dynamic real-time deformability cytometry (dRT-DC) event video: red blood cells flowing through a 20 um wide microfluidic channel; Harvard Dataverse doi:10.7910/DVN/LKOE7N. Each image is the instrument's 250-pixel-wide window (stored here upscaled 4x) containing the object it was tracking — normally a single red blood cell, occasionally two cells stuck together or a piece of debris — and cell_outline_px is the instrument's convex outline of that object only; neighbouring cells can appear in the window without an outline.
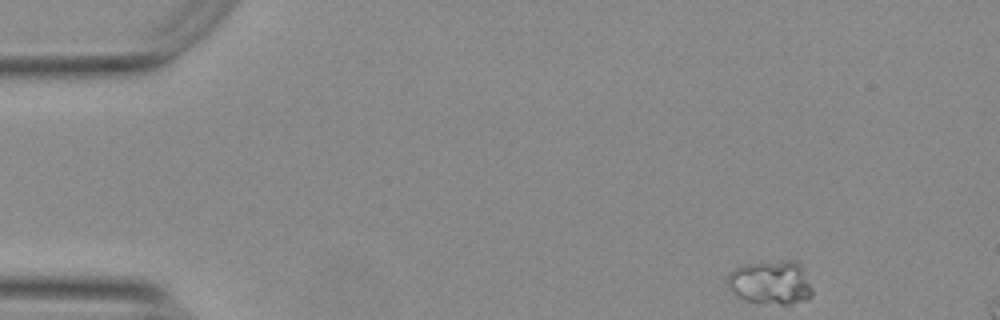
{"species": "Egyptian fruit bat (a non-hibernating species)", "species_latin": "Rousettus aegyptiacus", "temperature_condition": "warm", "stored_images_in_passage": 6, "camera_frame_rate_fps": 3000, "um_per_image_px": 0.085, "animal": {"sex": "female"}, "frame": {"image": 1, "passage_image": 1, "time_ms": 0.0, "image_size_px": [1000, 320], "cell_outline_px": [[812, 296], [808, 300], [788, 304], [756, 304], [744, 300], [736, 296], [728, 288], [728, 272], [736, 268], [760, 260], [796, 260], [800, 264], [812, 288]], "centroid_in_image_um": [65.49, 24.01], "position_along_channel_um": 19.5, "area_um2": 22.31}}